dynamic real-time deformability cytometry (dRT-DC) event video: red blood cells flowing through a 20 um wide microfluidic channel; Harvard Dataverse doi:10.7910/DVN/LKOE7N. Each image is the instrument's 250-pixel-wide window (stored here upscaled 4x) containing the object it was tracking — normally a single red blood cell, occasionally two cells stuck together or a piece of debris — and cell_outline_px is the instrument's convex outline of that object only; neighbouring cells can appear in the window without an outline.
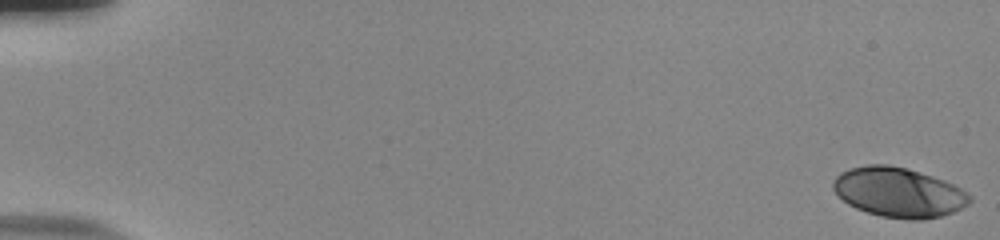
{"species": "human", "species_latin": "Homo sapiens", "temperature_condition": "room temperature", "stored_images_in_passage": 55, "camera_frame_rate_fps": 3000, "um_per_image_px": 0.085, "donor": {"sex": "male"}, "frame": {"image": 1, "passage_image": 1, "time_ms": 0.0, "image_size_px": [1000, 240], "cell_outline_px": [[972, 200], [968, 204], [952, 212], [940, 216], [920, 220], [908, 220], [880, 216], [856, 208], [848, 204], [832, 188], [832, 184], [836, 176], [840, 172], [848, 168], [868, 164], [888, 164], [908, 168], [944, 180], [960, 188], [972, 196]], "centroid_in_image_um": [76.37, 16.34], "position_along_channel_um": 8.6, "area_um2": 39.54}}
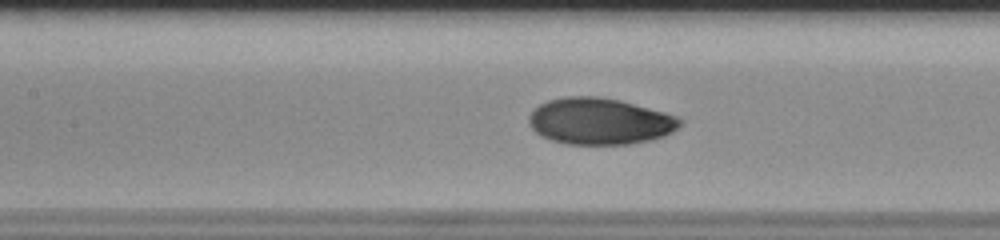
{"frame": {"image": 2, "passage_image": 27, "time_ms": 8.667, "image_size_px": [1000, 240], "cell_outline_px": [[684, 120], [672, 132], [664, 136], [648, 140], [628, 144], [568, 144], [552, 140], [540, 136], [528, 124], [528, 116], [540, 104], [548, 100], [564, 96], [596, 96], [620, 100], [664, 112], [676, 116]], "centroid_in_image_um": [50.96, 10.3], "position_along_channel_um": 156.4, "area_um2": 40.86}}
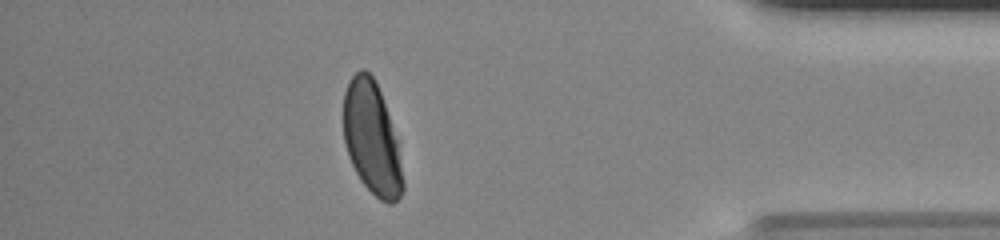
{"frame": {"image": 3, "passage_image": 49, "time_ms": 16.0, "image_size_px": [1000, 240], "cell_outline_px": [[404, 188], [400, 196], [392, 204], [388, 204], [380, 200], [360, 180], [348, 156], [344, 140], [344, 92], [348, 80], [360, 68], [364, 68], [376, 80], [400, 140], [404, 184]], "centroid_in_image_um": [31.65, 11.74], "position_along_channel_um": 403.5, "area_um2": 39.94}, "authors_computed_cell_mechanics": {"area_um2": 40.5178, "velocity_mm_per_s": 3.8123, "shape_relaxation_time_tau1_ms": 3.9189, "shape_relaxation_time_tau2_ms": null, "deformation_change_tau1": 0.1897, "deformation_change_tau2": null}}